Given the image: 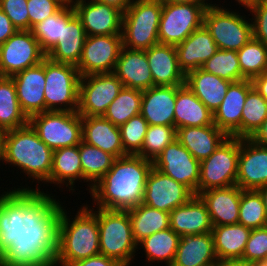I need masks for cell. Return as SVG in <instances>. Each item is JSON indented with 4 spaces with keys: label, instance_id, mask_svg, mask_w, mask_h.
<instances>
[{
    "label": "cell",
    "instance_id": "cell-1",
    "mask_svg": "<svg viewBox=\"0 0 267 266\" xmlns=\"http://www.w3.org/2000/svg\"><path fill=\"white\" fill-rule=\"evenodd\" d=\"M20 187L0 194V266H53L61 202Z\"/></svg>",
    "mask_w": 267,
    "mask_h": 266
},
{
    "label": "cell",
    "instance_id": "cell-2",
    "mask_svg": "<svg viewBox=\"0 0 267 266\" xmlns=\"http://www.w3.org/2000/svg\"><path fill=\"white\" fill-rule=\"evenodd\" d=\"M153 161L128 154L116 158L112 168L92 187L97 208L128 210L142 203Z\"/></svg>",
    "mask_w": 267,
    "mask_h": 266
},
{
    "label": "cell",
    "instance_id": "cell-3",
    "mask_svg": "<svg viewBox=\"0 0 267 266\" xmlns=\"http://www.w3.org/2000/svg\"><path fill=\"white\" fill-rule=\"evenodd\" d=\"M65 208L60 207L53 266H67L100 254L98 216L90 206L83 205L70 219Z\"/></svg>",
    "mask_w": 267,
    "mask_h": 266
},
{
    "label": "cell",
    "instance_id": "cell-4",
    "mask_svg": "<svg viewBox=\"0 0 267 266\" xmlns=\"http://www.w3.org/2000/svg\"><path fill=\"white\" fill-rule=\"evenodd\" d=\"M4 163L19 168L28 178L46 183L50 178L53 150L49 148L28 123L5 131ZM30 176V177H29Z\"/></svg>",
    "mask_w": 267,
    "mask_h": 266
},
{
    "label": "cell",
    "instance_id": "cell-5",
    "mask_svg": "<svg viewBox=\"0 0 267 266\" xmlns=\"http://www.w3.org/2000/svg\"><path fill=\"white\" fill-rule=\"evenodd\" d=\"M91 210L98 216L100 254L129 266L138 247L132 234L128 210Z\"/></svg>",
    "mask_w": 267,
    "mask_h": 266
},
{
    "label": "cell",
    "instance_id": "cell-6",
    "mask_svg": "<svg viewBox=\"0 0 267 266\" xmlns=\"http://www.w3.org/2000/svg\"><path fill=\"white\" fill-rule=\"evenodd\" d=\"M161 12V0H132L123 13V47L146 50L158 44Z\"/></svg>",
    "mask_w": 267,
    "mask_h": 266
},
{
    "label": "cell",
    "instance_id": "cell-7",
    "mask_svg": "<svg viewBox=\"0 0 267 266\" xmlns=\"http://www.w3.org/2000/svg\"><path fill=\"white\" fill-rule=\"evenodd\" d=\"M80 78L76 66L55 62L46 56L45 111H78Z\"/></svg>",
    "mask_w": 267,
    "mask_h": 266
},
{
    "label": "cell",
    "instance_id": "cell-8",
    "mask_svg": "<svg viewBox=\"0 0 267 266\" xmlns=\"http://www.w3.org/2000/svg\"><path fill=\"white\" fill-rule=\"evenodd\" d=\"M237 12L229 11L223 6L221 8L218 4L206 8L203 25L211 34L218 49L238 51L253 37L252 20H246L245 16Z\"/></svg>",
    "mask_w": 267,
    "mask_h": 266
},
{
    "label": "cell",
    "instance_id": "cell-9",
    "mask_svg": "<svg viewBox=\"0 0 267 266\" xmlns=\"http://www.w3.org/2000/svg\"><path fill=\"white\" fill-rule=\"evenodd\" d=\"M28 123L53 151L82 141V116L77 111H45L30 116Z\"/></svg>",
    "mask_w": 267,
    "mask_h": 266
},
{
    "label": "cell",
    "instance_id": "cell-10",
    "mask_svg": "<svg viewBox=\"0 0 267 266\" xmlns=\"http://www.w3.org/2000/svg\"><path fill=\"white\" fill-rule=\"evenodd\" d=\"M240 138L227 137L208 158L200 161V192L236 185Z\"/></svg>",
    "mask_w": 267,
    "mask_h": 266
},
{
    "label": "cell",
    "instance_id": "cell-11",
    "mask_svg": "<svg viewBox=\"0 0 267 266\" xmlns=\"http://www.w3.org/2000/svg\"><path fill=\"white\" fill-rule=\"evenodd\" d=\"M210 3H168L162 2V12L158 30L161 44L176 46L193 31L203 25L205 10Z\"/></svg>",
    "mask_w": 267,
    "mask_h": 266
},
{
    "label": "cell",
    "instance_id": "cell-12",
    "mask_svg": "<svg viewBox=\"0 0 267 266\" xmlns=\"http://www.w3.org/2000/svg\"><path fill=\"white\" fill-rule=\"evenodd\" d=\"M45 57L31 30H17L0 45V76L12 77L40 64Z\"/></svg>",
    "mask_w": 267,
    "mask_h": 266
},
{
    "label": "cell",
    "instance_id": "cell-13",
    "mask_svg": "<svg viewBox=\"0 0 267 266\" xmlns=\"http://www.w3.org/2000/svg\"><path fill=\"white\" fill-rule=\"evenodd\" d=\"M123 87L114 73L82 76L77 112L81 116H103Z\"/></svg>",
    "mask_w": 267,
    "mask_h": 266
},
{
    "label": "cell",
    "instance_id": "cell-14",
    "mask_svg": "<svg viewBox=\"0 0 267 266\" xmlns=\"http://www.w3.org/2000/svg\"><path fill=\"white\" fill-rule=\"evenodd\" d=\"M122 48L121 34L86 36L76 66L80 76L113 73Z\"/></svg>",
    "mask_w": 267,
    "mask_h": 266
},
{
    "label": "cell",
    "instance_id": "cell-15",
    "mask_svg": "<svg viewBox=\"0 0 267 266\" xmlns=\"http://www.w3.org/2000/svg\"><path fill=\"white\" fill-rule=\"evenodd\" d=\"M153 167L184 184L195 195L200 174V161L175 139L154 159Z\"/></svg>",
    "mask_w": 267,
    "mask_h": 266
},
{
    "label": "cell",
    "instance_id": "cell-16",
    "mask_svg": "<svg viewBox=\"0 0 267 266\" xmlns=\"http://www.w3.org/2000/svg\"><path fill=\"white\" fill-rule=\"evenodd\" d=\"M194 195L184 184L152 167L147 176L142 203L170 213Z\"/></svg>",
    "mask_w": 267,
    "mask_h": 266
},
{
    "label": "cell",
    "instance_id": "cell-17",
    "mask_svg": "<svg viewBox=\"0 0 267 266\" xmlns=\"http://www.w3.org/2000/svg\"><path fill=\"white\" fill-rule=\"evenodd\" d=\"M87 36L122 33L123 13L96 0H78L73 6Z\"/></svg>",
    "mask_w": 267,
    "mask_h": 266
},
{
    "label": "cell",
    "instance_id": "cell-18",
    "mask_svg": "<svg viewBox=\"0 0 267 266\" xmlns=\"http://www.w3.org/2000/svg\"><path fill=\"white\" fill-rule=\"evenodd\" d=\"M267 184V147L250 138L240 139L236 185L242 190H257Z\"/></svg>",
    "mask_w": 267,
    "mask_h": 266
},
{
    "label": "cell",
    "instance_id": "cell-19",
    "mask_svg": "<svg viewBox=\"0 0 267 266\" xmlns=\"http://www.w3.org/2000/svg\"><path fill=\"white\" fill-rule=\"evenodd\" d=\"M253 88L250 79L231 82L220 107L213 113L214 125L228 137L241 139V118L247 93Z\"/></svg>",
    "mask_w": 267,
    "mask_h": 266
},
{
    "label": "cell",
    "instance_id": "cell-20",
    "mask_svg": "<svg viewBox=\"0 0 267 266\" xmlns=\"http://www.w3.org/2000/svg\"><path fill=\"white\" fill-rule=\"evenodd\" d=\"M22 111L30 116L45 112V58L33 67L12 76Z\"/></svg>",
    "mask_w": 267,
    "mask_h": 266
},
{
    "label": "cell",
    "instance_id": "cell-21",
    "mask_svg": "<svg viewBox=\"0 0 267 266\" xmlns=\"http://www.w3.org/2000/svg\"><path fill=\"white\" fill-rule=\"evenodd\" d=\"M181 86H153L142 91L140 114L149 125L174 126V107Z\"/></svg>",
    "mask_w": 267,
    "mask_h": 266
},
{
    "label": "cell",
    "instance_id": "cell-22",
    "mask_svg": "<svg viewBox=\"0 0 267 266\" xmlns=\"http://www.w3.org/2000/svg\"><path fill=\"white\" fill-rule=\"evenodd\" d=\"M242 189L238 185L214 188L198 196L206 204L213 226L238 224Z\"/></svg>",
    "mask_w": 267,
    "mask_h": 266
},
{
    "label": "cell",
    "instance_id": "cell-23",
    "mask_svg": "<svg viewBox=\"0 0 267 266\" xmlns=\"http://www.w3.org/2000/svg\"><path fill=\"white\" fill-rule=\"evenodd\" d=\"M113 73L127 88L143 91L154 86L145 50L123 47Z\"/></svg>",
    "mask_w": 267,
    "mask_h": 266
},
{
    "label": "cell",
    "instance_id": "cell-24",
    "mask_svg": "<svg viewBox=\"0 0 267 266\" xmlns=\"http://www.w3.org/2000/svg\"><path fill=\"white\" fill-rule=\"evenodd\" d=\"M145 51L154 86L185 84L186 75L179 67L175 46L158 43Z\"/></svg>",
    "mask_w": 267,
    "mask_h": 266
},
{
    "label": "cell",
    "instance_id": "cell-25",
    "mask_svg": "<svg viewBox=\"0 0 267 266\" xmlns=\"http://www.w3.org/2000/svg\"><path fill=\"white\" fill-rule=\"evenodd\" d=\"M170 228L180 237L212 232L207 206L198 195L170 212Z\"/></svg>",
    "mask_w": 267,
    "mask_h": 266
},
{
    "label": "cell",
    "instance_id": "cell-26",
    "mask_svg": "<svg viewBox=\"0 0 267 266\" xmlns=\"http://www.w3.org/2000/svg\"><path fill=\"white\" fill-rule=\"evenodd\" d=\"M175 48L179 67L185 75L201 68L218 50L214 39L204 25L193 31Z\"/></svg>",
    "mask_w": 267,
    "mask_h": 266
},
{
    "label": "cell",
    "instance_id": "cell-27",
    "mask_svg": "<svg viewBox=\"0 0 267 266\" xmlns=\"http://www.w3.org/2000/svg\"><path fill=\"white\" fill-rule=\"evenodd\" d=\"M82 141L115 158L128 155L122 146L119 127L103 116H82Z\"/></svg>",
    "mask_w": 267,
    "mask_h": 266
},
{
    "label": "cell",
    "instance_id": "cell-28",
    "mask_svg": "<svg viewBox=\"0 0 267 266\" xmlns=\"http://www.w3.org/2000/svg\"><path fill=\"white\" fill-rule=\"evenodd\" d=\"M217 262L213 234L208 232L181 236L171 266H215Z\"/></svg>",
    "mask_w": 267,
    "mask_h": 266
},
{
    "label": "cell",
    "instance_id": "cell-29",
    "mask_svg": "<svg viewBox=\"0 0 267 266\" xmlns=\"http://www.w3.org/2000/svg\"><path fill=\"white\" fill-rule=\"evenodd\" d=\"M227 137L215 125L178 128L176 135L180 144L199 161L208 158Z\"/></svg>",
    "mask_w": 267,
    "mask_h": 266
},
{
    "label": "cell",
    "instance_id": "cell-30",
    "mask_svg": "<svg viewBox=\"0 0 267 266\" xmlns=\"http://www.w3.org/2000/svg\"><path fill=\"white\" fill-rule=\"evenodd\" d=\"M214 125V114L184 84L177 90L174 107V126L201 127Z\"/></svg>",
    "mask_w": 267,
    "mask_h": 266
},
{
    "label": "cell",
    "instance_id": "cell-31",
    "mask_svg": "<svg viewBox=\"0 0 267 266\" xmlns=\"http://www.w3.org/2000/svg\"><path fill=\"white\" fill-rule=\"evenodd\" d=\"M86 36L80 19L74 14L66 24H62L61 38L46 56L55 62L77 66Z\"/></svg>",
    "mask_w": 267,
    "mask_h": 266
},
{
    "label": "cell",
    "instance_id": "cell-32",
    "mask_svg": "<svg viewBox=\"0 0 267 266\" xmlns=\"http://www.w3.org/2000/svg\"><path fill=\"white\" fill-rule=\"evenodd\" d=\"M230 83L201 68L192 70L185 76V84L212 113L220 107Z\"/></svg>",
    "mask_w": 267,
    "mask_h": 266
},
{
    "label": "cell",
    "instance_id": "cell-33",
    "mask_svg": "<svg viewBox=\"0 0 267 266\" xmlns=\"http://www.w3.org/2000/svg\"><path fill=\"white\" fill-rule=\"evenodd\" d=\"M251 231L241 224L213 226L214 251L218 261L242 259Z\"/></svg>",
    "mask_w": 267,
    "mask_h": 266
},
{
    "label": "cell",
    "instance_id": "cell-34",
    "mask_svg": "<svg viewBox=\"0 0 267 266\" xmlns=\"http://www.w3.org/2000/svg\"><path fill=\"white\" fill-rule=\"evenodd\" d=\"M76 180L81 182L83 180L78 145L62 147L53 151L52 169L46 184L59 185V187L65 184L66 187H69V191L74 192L73 187H76L74 186Z\"/></svg>",
    "mask_w": 267,
    "mask_h": 266
},
{
    "label": "cell",
    "instance_id": "cell-35",
    "mask_svg": "<svg viewBox=\"0 0 267 266\" xmlns=\"http://www.w3.org/2000/svg\"><path fill=\"white\" fill-rule=\"evenodd\" d=\"M132 234L138 244L158 231L170 228V213L140 203L128 209Z\"/></svg>",
    "mask_w": 267,
    "mask_h": 266
},
{
    "label": "cell",
    "instance_id": "cell-36",
    "mask_svg": "<svg viewBox=\"0 0 267 266\" xmlns=\"http://www.w3.org/2000/svg\"><path fill=\"white\" fill-rule=\"evenodd\" d=\"M22 111L12 77L0 76V131H8L28 124Z\"/></svg>",
    "mask_w": 267,
    "mask_h": 266
},
{
    "label": "cell",
    "instance_id": "cell-37",
    "mask_svg": "<svg viewBox=\"0 0 267 266\" xmlns=\"http://www.w3.org/2000/svg\"><path fill=\"white\" fill-rule=\"evenodd\" d=\"M180 236L171 228H167L141 240L137 244V249L144 248L147 262H165L166 266H171L178 248Z\"/></svg>",
    "mask_w": 267,
    "mask_h": 266
},
{
    "label": "cell",
    "instance_id": "cell-38",
    "mask_svg": "<svg viewBox=\"0 0 267 266\" xmlns=\"http://www.w3.org/2000/svg\"><path fill=\"white\" fill-rule=\"evenodd\" d=\"M83 173V181L92 187L112 168L116 159L113 155L83 141L78 145ZM91 183V184H90Z\"/></svg>",
    "mask_w": 267,
    "mask_h": 266
},
{
    "label": "cell",
    "instance_id": "cell-39",
    "mask_svg": "<svg viewBox=\"0 0 267 266\" xmlns=\"http://www.w3.org/2000/svg\"><path fill=\"white\" fill-rule=\"evenodd\" d=\"M142 91L123 87L108 106L103 117L116 126L125 124L131 117L140 114Z\"/></svg>",
    "mask_w": 267,
    "mask_h": 266
},
{
    "label": "cell",
    "instance_id": "cell-40",
    "mask_svg": "<svg viewBox=\"0 0 267 266\" xmlns=\"http://www.w3.org/2000/svg\"><path fill=\"white\" fill-rule=\"evenodd\" d=\"M74 14L73 7L63 6L58 12L31 29L46 55L57 44L58 38H61L62 24H66Z\"/></svg>",
    "mask_w": 267,
    "mask_h": 266
},
{
    "label": "cell",
    "instance_id": "cell-41",
    "mask_svg": "<svg viewBox=\"0 0 267 266\" xmlns=\"http://www.w3.org/2000/svg\"><path fill=\"white\" fill-rule=\"evenodd\" d=\"M241 74L252 80L267 71V46L253 37L238 51Z\"/></svg>",
    "mask_w": 267,
    "mask_h": 266
},
{
    "label": "cell",
    "instance_id": "cell-42",
    "mask_svg": "<svg viewBox=\"0 0 267 266\" xmlns=\"http://www.w3.org/2000/svg\"><path fill=\"white\" fill-rule=\"evenodd\" d=\"M267 118V100L253 87L246 96L242 118L241 139L251 138Z\"/></svg>",
    "mask_w": 267,
    "mask_h": 266
},
{
    "label": "cell",
    "instance_id": "cell-43",
    "mask_svg": "<svg viewBox=\"0 0 267 266\" xmlns=\"http://www.w3.org/2000/svg\"><path fill=\"white\" fill-rule=\"evenodd\" d=\"M238 224L250 229L267 226L263 199L257 190H242Z\"/></svg>",
    "mask_w": 267,
    "mask_h": 266
},
{
    "label": "cell",
    "instance_id": "cell-44",
    "mask_svg": "<svg viewBox=\"0 0 267 266\" xmlns=\"http://www.w3.org/2000/svg\"><path fill=\"white\" fill-rule=\"evenodd\" d=\"M206 72L212 73L230 82L246 79L241 74L237 51L218 49L202 66Z\"/></svg>",
    "mask_w": 267,
    "mask_h": 266
},
{
    "label": "cell",
    "instance_id": "cell-45",
    "mask_svg": "<svg viewBox=\"0 0 267 266\" xmlns=\"http://www.w3.org/2000/svg\"><path fill=\"white\" fill-rule=\"evenodd\" d=\"M175 126L149 125L141 150L136 154L154 161L164 148L176 139Z\"/></svg>",
    "mask_w": 267,
    "mask_h": 266
},
{
    "label": "cell",
    "instance_id": "cell-46",
    "mask_svg": "<svg viewBox=\"0 0 267 266\" xmlns=\"http://www.w3.org/2000/svg\"><path fill=\"white\" fill-rule=\"evenodd\" d=\"M148 126L141 114L119 126L122 146L127 154L136 155L141 150Z\"/></svg>",
    "mask_w": 267,
    "mask_h": 266
},
{
    "label": "cell",
    "instance_id": "cell-47",
    "mask_svg": "<svg viewBox=\"0 0 267 266\" xmlns=\"http://www.w3.org/2000/svg\"><path fill=\"white\" fill-rule=\"evenodd\" d=\"M264 258H267V226L252 229L242 255V260L248 263Z\"/></svg>",
    "mask_w": 267,
    "mask_h": 266
},
{
    "label": "cell",
    "instance_id": "cell-48",
    "mask_svg": "<svg viewBox=\"0 0 267 266\" xmlns=\"http://www.w3.org/2000/svg\"><path fill=\"white\" fill-rule=\"evenodd\" d=\"M0 9L18 30H30L27 0H0Z\"/></svg>",
    "mask_w": 267,
    "mask_h": 266
},
{
    "label": "cell",
    "instance_id": "cell-49",
    "mask_svg": "<svg viewBox=\"0 0 267 266\" xmlns=\"http://www.w3.org/2000/svg\"><path fill=\"white\" fill-rule=\"evenodd\" d=\"M63 6L58 0H27L30 30L58 12Z\"/></svg>",
    "mask_w": 267,
    "mask_h": 266
},
{
    "label": "cell",
    "instance_id": "cell-50",
    "mask_svg": "<svg viewBox=\"0 0 267 266\" xmlns=\"http://www.w3.org/2000/svg\"><path fill=\"white\" fill-rule=\"evenodd\" d=\"M251 13L254 17L251 18L253 38L267 46V0L261 1L256 7L252 8Z\"/></svg>",
    "mask_w": 267,
    "mask_h": 266
},
{
    "label": "cell",
    "instance_id": "cell-51",
    "mask_svg": "<svg viewBox=\"0 0 267 266\" xmlns=\"http://www.w3.org/2000/svg\"><path fill=\"white\" fill-rule=\"evenodd\" d=\"M67 266H123L115 259L102 254L75 261Z\"/></svg>",
    "mask_w": 267,
    "mask_h": 266
},
{
    "label": "cell",
    "instance_id": "cell-52",
    "mask_svg": "<svg viewBox=\"0 0 267 266\" xmlns=\"http://www.w3.org/2000/svg\"><path fill=\"white\" fill-rule=\"evenodd\" d=\"M18 29L0 9V45L6 42Z\"/></svg>",
    "mask_w": 267,
    "mask_h": 266
},
{
    "label": "cell",
    "instance_id": "cell-53",
    "mask_svg": "<svg viewBox=\"0 0 267 266\" xmlns=\"http://www.w3.org/2000/svg\"><path fill=\"white\" fill-rule=\"evenodd\" d=\"M251 81L256 91L267 100V71L254 77Z\"/></svg>",
    "mask_w": 267,
    "mask_h": 266
},
{
    "label": "cell",
    "instance_id": "cell-54",
    "mask_svg": "<svg viewBox=\"0 0 267 266\" xmlns=\"http://www.w3.org/2000/svg\"><path fill=\"white\" fill-rule=\"evenodd\" d=\"M250 139L261 146L267 147V118Z\"/></svg>",
    "mask_w": 267,
    "mask_h": 266
},
{
    "label": "cell",
    "instance_id": "cell-55",
    "mask_svg": "<svg viewBox=\"0 0 267 266\" xmlns=\"http://www.w3.org/2000/svg\"><path fill=\"white\" fill-rule=\"evenodd\" d=\"M100 3L107 4L108 6L114 7L120 10L122 13L126 11V9L131 4L132 0H96Z\"/></svg>",
    "mask_w": 267,
    "mask_h": 266
},
{
    "label": "cell",
    "instance_id": "cell-56",
    "mask_svg": "<svg viewBox=\"0 0 267 266\" xmlns=\"http://www.w3.org/2000/svg\"><path fill=\"white\" fill-rule=\"evenodd\" d=\"M215 266H251V263L242 259H224L218 261Z\"/></svg>",
    "mask_w": 267,
    "mask_h": 266
},
{
    "label": "cell",
    "instance_id": "cell-57",
    "mask_svg": "<svg viewBox=\"0 0 267 266\" xmlns=\"http://www.w3.org/2000/svg\"><path fill=\"white\" fill-rule=\"evenodd\" d=\"M241 4L242 6L246 7L245 9L251 10L252 8L256 7L261 1L263 0H235Z\"/></svg>",
    "mask_w": 267,
    "mask_h": 266
},
{
    "label": "cell",
    "instance_id": "cell-58",
    "mask_svg": "<svg viewBox=\"0 0 267 266\" xmlns=\"http://www.w3.org/2000/svg\"><path fill=\"white\" fill-rule=\"evenodd\" d=\"M4 147H5V132L0 131V161L2 160V162H3L2 164H4V160H5Z\"/></svg>",
    "mask_w": 267,
    "mask_h": 266
},
{
    "label": "cell",
    "instance_id": "cell-59",
    "mask_svg": "<svg viewBox=\"0 0 267 266\" xmlns=\"http://www.w3.org/2000/svg\"><path fill=\"white\" fill-rule=\"evenodd\" d=\"M257 191L259 192V194L263 199L264 208L267 215V184L265 186L258 188Z\"/></svg>",
    "mask_w": 267,
    "mask_h": 266
},
{
    "label": "cell",
    "instance_id": "cell-60",
    "mask_svg": "<svg viewBox=\"0 0 267 266\" xmlns=\"http://www.w3.org/2000/svg\"><path fill=\"white\" fill-rule=\"evenodd\" d=\"M162 2H168V3H176V4H182V3H208L206 0H161Z\"/></svg>",
    "mask_w": 267,
    "mask_h": 266
},
{
    "label": "cell",
    "instance_id": "cell-61",
    "mask_svg": "<svg viewBox=\"0 0 267 266\" xmlns=\"http://www.w3.org/2000/svg\"><path fill=\"white\" fill-rule=\"evenodd\" d=\"M251 266H267V258L253 261Z\"/></svg>",
    "mask_w": 267,
    "mask_h": 266
},
{
    "label": "cell",
    "instance_id": "cell-62",
    "mask_svg": "<svg viewBox=\"0 0 267 266\" xmlns=\"http://www.w3.org/2000/svg\"><path fill=\"white\" fill-rule=\"evenodd\" d=\"M58 1L64 6L73 7L78 0H58Z\"/></svg>",
    "mask_w": 267,
    "mask_h": 266
}]
</instances>
